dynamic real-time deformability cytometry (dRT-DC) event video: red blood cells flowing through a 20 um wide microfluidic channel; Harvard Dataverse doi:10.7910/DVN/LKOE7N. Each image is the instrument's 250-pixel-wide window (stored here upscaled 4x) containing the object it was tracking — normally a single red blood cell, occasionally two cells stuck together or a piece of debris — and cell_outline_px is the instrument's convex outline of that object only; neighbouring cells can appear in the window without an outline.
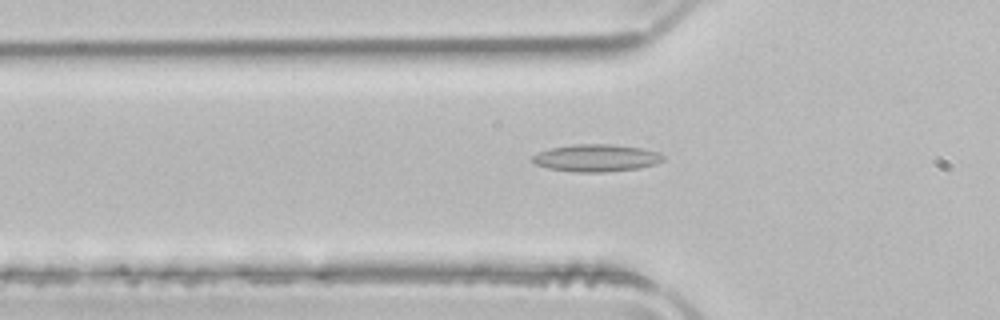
{"species": "common noctule bat (a hibernating species)", "species_latin": "Nyctalus noctula", "temperature_condition": "room temperature", "stored_images_in_passage": 34, "camera_frame_rate_fps": 3000, "um_per_image_px": 0.085, "animal": {"sex": "male", "body_mass_g": 21.5, "forearm_length_mm": 52.0}, "frame": {"image": 1, "passage_image": 6, "time_ms": 1.667, "image_size_px": [1000, 320], "cell_outline_px": [[664, 160], [656, 164], [636, 168], [600, 172], [580, 172], [548, 168], [536, 164], [532, 160], [532, 156], [540, 152], [552, 148], [572, 144], [608, 144], [640, 148], [656, 152], [664, 156]], "centroid_in_image_um": [50.68, 13.42], "position_along_channel_um": 75.1, "area_um2": 20.35}}
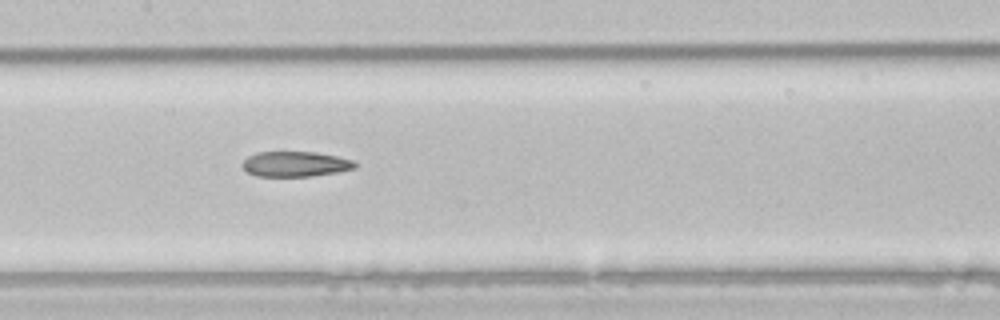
{"frame": {"image": 2, "passage_image": 14, "time_ms": 4.333, "image_size_px": [1000, 320], "cell_outline_px": [[356, 168], [336, 172], [308, 176], [256, 176], [248, 172], [240, 164], [248, 156], [256, 152], [316, 152], [336, 156], [352, 160], [356, 164]], "centroid_in_image_um": [25.07, 13.94], "position_along_channel_um": 182.3, "area_um2": 16.42}}
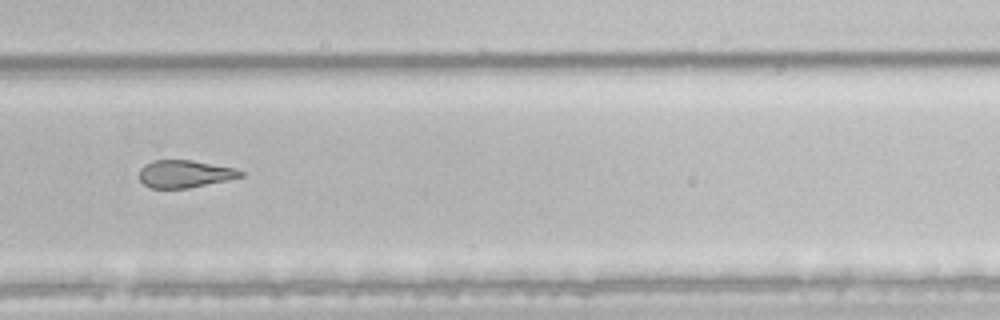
{"frame": {"image": 3, "passage_image": 24, "time_ms": 7.667, "image_size_px": [1000, 320], "cell_outline_px": [[244, 176], [188, 188], [152, 188], [144, 184], [140, 180], [140, 168], [144, 164], [152, 160], [192, 160], [236, 168], [244, 172]], "centroid_in_image_um": [15.7, 14.77], "position_along_channel_um": 314.1, "area_um2": 16.18}}